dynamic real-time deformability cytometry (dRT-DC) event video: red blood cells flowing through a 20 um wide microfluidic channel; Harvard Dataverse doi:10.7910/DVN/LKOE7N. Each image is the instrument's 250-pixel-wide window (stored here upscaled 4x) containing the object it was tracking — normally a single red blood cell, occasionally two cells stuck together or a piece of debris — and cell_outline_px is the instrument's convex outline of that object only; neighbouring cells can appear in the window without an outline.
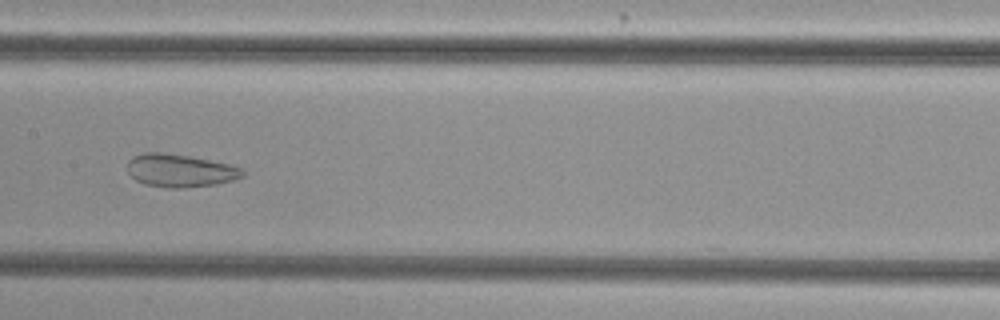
{"species": "common noctule bat (a hibernating species)", "species_latin": "Nyctalus noctula", "temperature_condition": "cold", "stored_images_in_passage": 53, "camera_frame_rate_fps": 3000, "um_per_image_px": 0.085, "animal": {"sex": "female", "body_mass_g": 29.2, "forearm_length_mm": 56.3}, "frame": {"image": 1, "passage_image": 27, "time_ms": 8.667, "image_size_px": [1000, 320], "cell_outline_px": [[244, 176], [232, 180], [216, 184], [184, 188], [168, 188], [144, 184], [136, 180], [128, 172], [128, 160], [132, 156], [144, 152], [160, 152], [188, 156], [228, 164], [244, 168]], "centroid_in_image_um": [15.29, 14.5], "position_along_channel_um": 192.1, "area_um2": 22.08}}
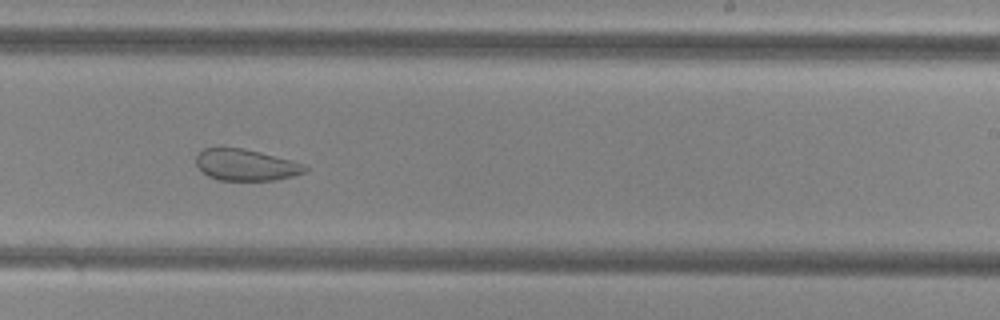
{"frame": {"image": 2, "passage_image": 33, "time_ms": 10.667, "image_size_px": [1000, 320], "cell_outline_px": [[308, 168], [304, 172], [292, 176], [272, 180], [220, 180], [208, 176], [196, 164], [196, 156], [204, 148], [244, 148], [260, 152], [288, 160], [300, 164]], "centroid_in_image_um": [20.84, 14.02], "position_along_channel_um": 268.2, "area_um2": 19.42}}
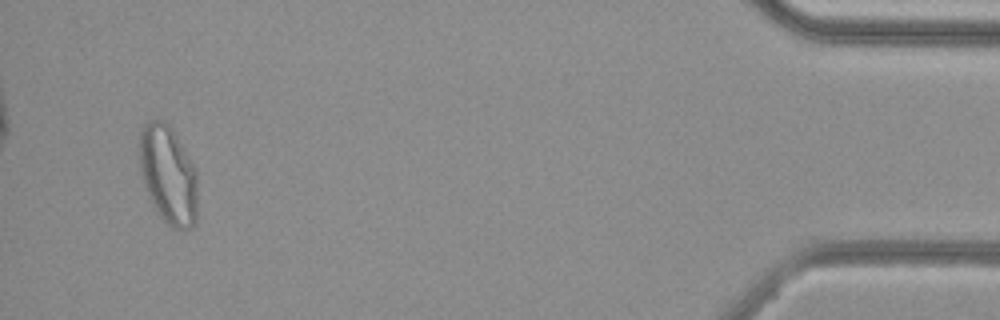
{"frame": {"image": 3, "passage_image": 51, "time_ms": 16.667, "image_size_px": [1000, 320], "cell_outline_px": [[196, 220], [192, 228], [172, 228], [156, 212], [148, 196], [140, 172], [140, 132], [144, 124], [148, 120], [164, 120], [172, 128], [192, 164], [196, 172]], "centroid_in_image_um": [14.27, 14.86], "position_along_channel_um": 420.9, "area_um2": 33.06}, "authors_computed_cell_mechanics": {"area_um2": 29.7092, "velocity_mm_per_s": 3.8152, "shape_relaxation_time_tau1_ms": null, "shape_relaxation_time_tau2_ms": 1.7628, "deformation_change_tau1": null, "deformation_change_tau2": 0.0823}}